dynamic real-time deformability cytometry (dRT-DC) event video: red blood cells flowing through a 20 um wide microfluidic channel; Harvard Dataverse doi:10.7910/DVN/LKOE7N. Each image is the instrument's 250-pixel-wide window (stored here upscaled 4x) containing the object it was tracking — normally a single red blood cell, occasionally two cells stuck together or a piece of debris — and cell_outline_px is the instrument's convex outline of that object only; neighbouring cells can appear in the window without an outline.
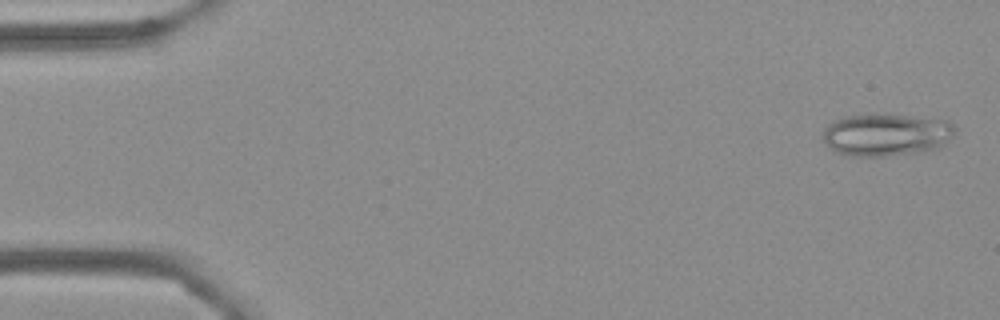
{"species": "Egyptian fruit bat (a non-hibernating species)", "species_latin": "Rousettus aegyptiacus", "temperature_condition": "cold", "stored_images_in_passage": 55, "camera_frame_rate_fps": 3000, "um_per_image_px": 0.085, "frame": {"image": 1, "passage_image": 2, "time_ms": 0.333, "image_size_px": [1000, 320], "cell_outline_px": [[956, 128], [952, 136], [940, 148], [924, 152], [888, 156], [848, 156], [836, 152], [824, 144], [820, 136], [824, 128], [828, 124], [844, 116], [908, 116], [948, 120]], "centroid_in_image_um": [75.31, 11.49], "position_along_channel_um": 9.7, "area_um2": 32.6}}
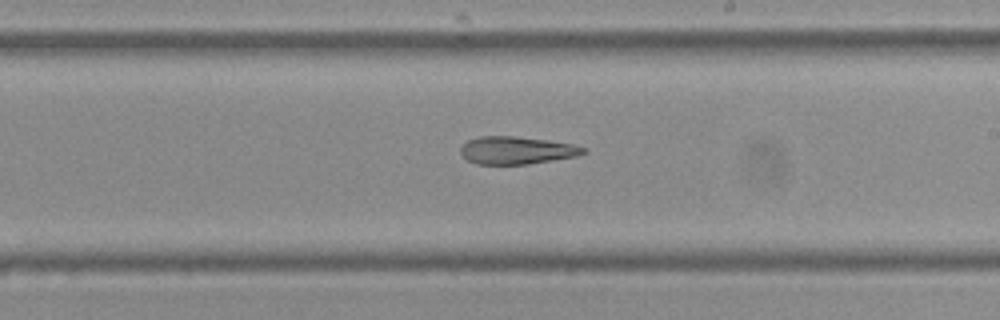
{"frame": {"image": 2, "passage_image": 32, "time_ms": 10.333, "image_size_px": [1000, 320], "cell_outline_px": [[588, 152], [576, 156], [528, 164], [476, 164], [468, 160], [460, 152], [460, 148], [468, 140], [480, 136], [516, 136], [548, 140], [572, 144], [588, 148]], "centroid_in_image_um": [43.94, 12.77], "position_along_channel_um": 245.1, "area_um2": 19.77}}
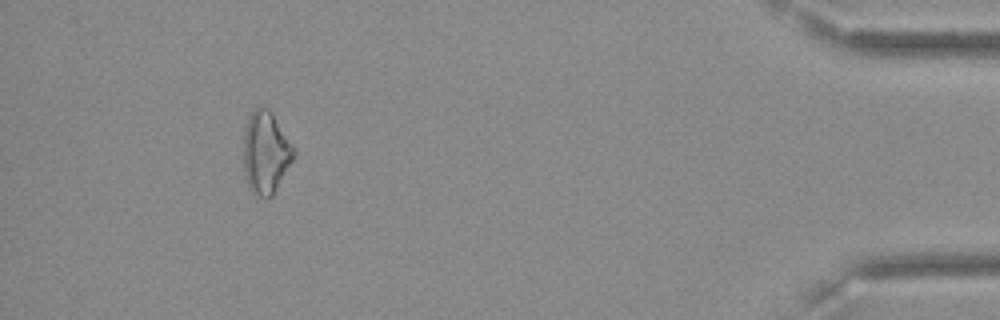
{"frame": {"image": 3, "passage_image": 51, "time_ms": 16.667, "image_size_px": [1000, 320], "cell_outline_px": [[296, 156], [272, 196], [260, 196], [252, 192], [248, 188], [244, 176], [244, 128], [248, 116], [252, 108], [256, 104], [268, 108], [272, 112], [296, 148]], "centroid_in_image_um": [22.59, 12.9], "position_along_channel_um": 412.6, "area_um2": 24.74}, "authors_computed_cell_mechanics": {"area_um2": 22.0218, "velocity_mm_per_s": 3.6262, "shape_relaxation_time_tau1_ms": null, "shape_relaxation_time_tau2_ms": 3.8823, "deformation_change_tau1": null, "deformation_change_tau2": 0.1541}}